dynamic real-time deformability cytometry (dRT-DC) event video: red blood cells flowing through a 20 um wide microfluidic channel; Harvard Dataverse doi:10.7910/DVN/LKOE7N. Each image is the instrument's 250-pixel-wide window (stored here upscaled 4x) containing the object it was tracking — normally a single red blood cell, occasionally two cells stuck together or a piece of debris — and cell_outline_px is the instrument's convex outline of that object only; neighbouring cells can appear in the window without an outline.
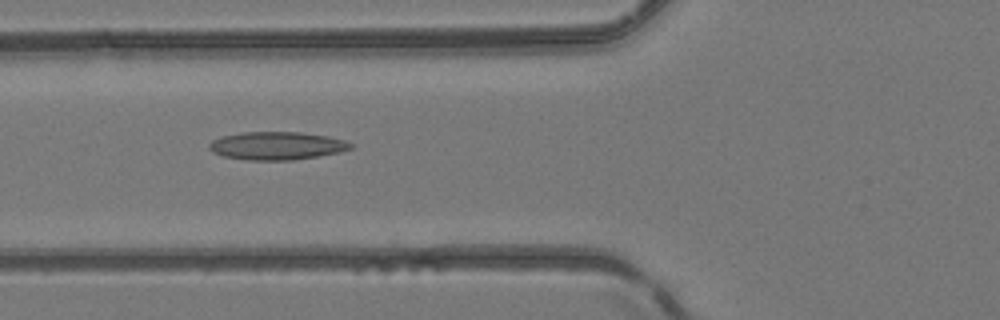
{"species": "common noctule bat (a hibernating species)", "species_latin": "Nyctalus noctula", "temperature_condition": "room temperature", "stored_images_in_passage": 51, "camera_frame_rate_fps": 3000, "um_per_image_px": 0.085, "animal": {"sex": "female", "body_mass_g": 24.6, "forearm_length_mm": 56.2}, "frame": {"image": 1, "passage_image": 20, "time_ms": 6.333, "image_size_px": [1000, 320], "cell_outline_px": [[356, 144], [352, 148], [340, 152], [292, 160], [248, 160], [224, 156], [212, 152], [208, 148], [208, 144], [212, 140], [220, 136], [240, 132], [300, 132], [328, 136], [344, 140]], "centroid_in_image_um": [23.52, 12.38], "position_along_channel_um": 102.3, "area_um2": 23.24}}
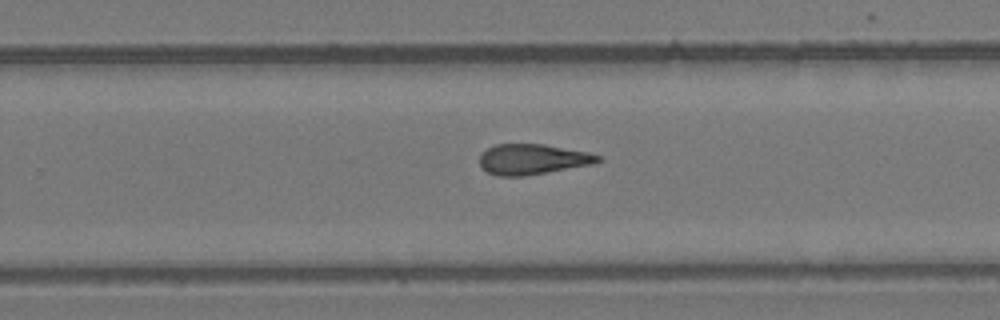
{"frame": {"image": 2, "passage_image": 33, "time_ms": 10.667, "image_size_px": [1000, 320], "cell_outline_px": [[604, 160], [596, 164], [524, 176], [496, 176], [480, 168], [480, 152], [496, 144], [544, 144], [588, 152], [600, 156]], "centroid_in_image_um": [45.28, 13.54], "position_along_channel_um": 284.5, "area_um2": 21.27}}
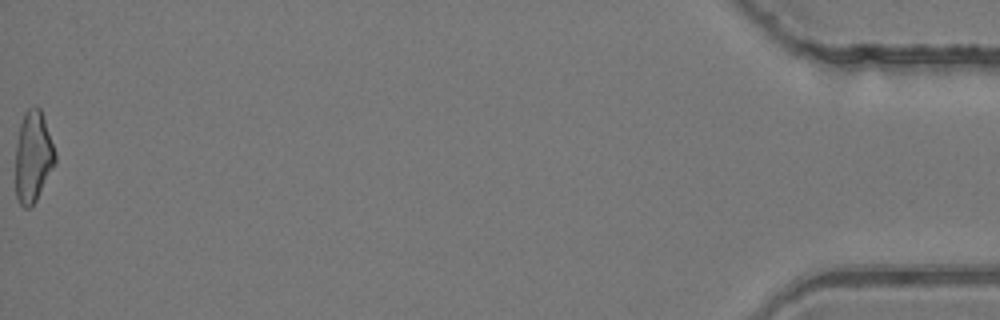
{"frame": {"image": 3, "passage_image": 51, "time_ms": 16.667, "image_size_px": [1000, 320], "cell_outline_px": [[56, 164], [36, 200], [28, 208], [24, 208], [20, 204], [16, 196], [16, 144], [20, 124], [24, 112], [28, 108], [36, 104], [40, 108], [56, 152]], "centroid_in_image_um": [2.82, 13.3], "position_along_channel_um": 432.4, "area_um2": 21.15}, "authors_computed_cell_mechanics": {"area_um2": 21.8484, "velocity_mm_per_s": 4.2019, "shape_relaxation_time_tau1_ms": null, "shape_relaxation_time_tau2_ms": 3.5116, "deformation_change_tau1": null, "deformation_change_tau2": 0.1434}}